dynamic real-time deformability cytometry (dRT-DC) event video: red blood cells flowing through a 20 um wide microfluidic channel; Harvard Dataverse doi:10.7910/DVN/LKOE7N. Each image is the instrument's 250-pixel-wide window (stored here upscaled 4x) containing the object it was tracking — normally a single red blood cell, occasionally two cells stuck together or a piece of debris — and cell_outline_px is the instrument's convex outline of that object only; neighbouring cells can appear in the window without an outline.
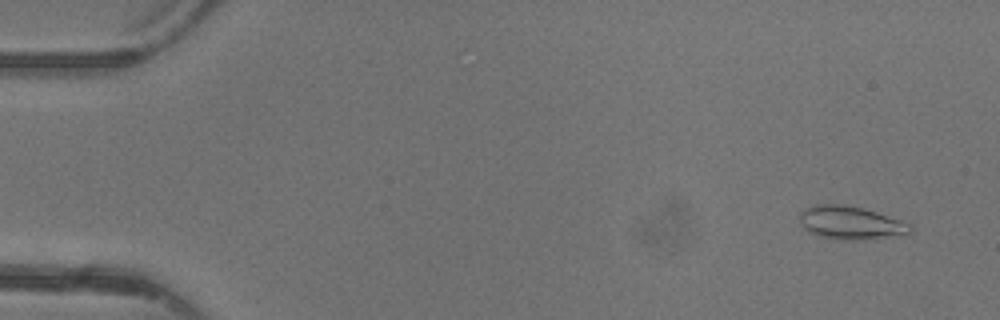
{"species": "common noctule bat (a hibernating species)", "species_latin": "Nyctalus noctula", "temperature_condition": "warm", "stored_images_in_passage": 47, "camera_frame_rate_fps": 3000, "um_per_image_px": 0.085, "animal": {"sex": "female"}, "frame": {"image": 1, "passage_image": 3, "time_ms": 0.667, "image_size_px": [1000, 320], "cell_outline_px": [[912, 232], [872, 240], [844, 240], [816, 236], [808, 232], [800, 224], [800, 212], [804, 208], [812, 204], [844, 204], [864, 208], [912, 224]], "centroid_in_image_um": [72.27, 18.94], "position_along_channel_um": 12.7, "area_um2": 21.79}}
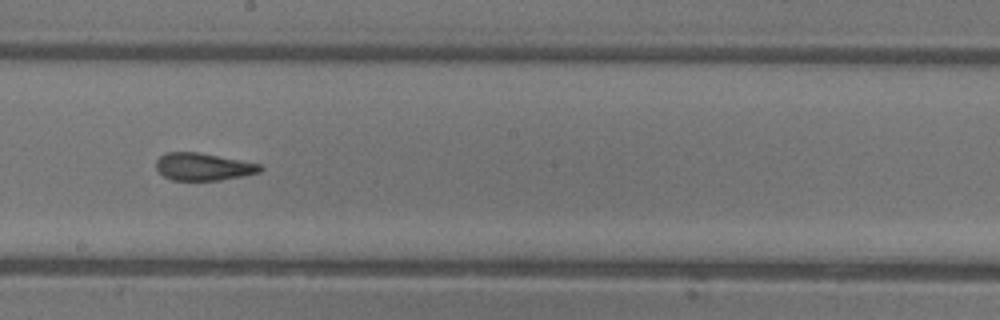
{"frame": {"image": 2, "passage_image": 27, "time_ms": 8.667, "image_size_px": [1000, 320], "cell_outline_px": [[264, 168], [260, 172], [244, 176], [220, 180], [172, 180], [164, 176], [156, 168], [156, 160], [160, 156], [168, 152], [196, 152], [240, 160], [260, 164]], "centroid_in_image_um": [17.28, 14.18], "position_along_channel_um": 230.9, "area_um2": 16.53}}
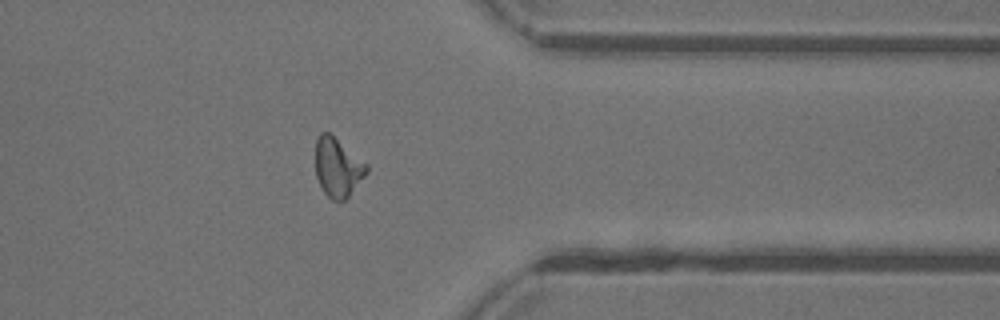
{"frame": {"image": 3, "passage_image": 38, "time_ms": 12.333, "image_size_px": [1000, 320], "cell_outline_px": [[368, 172], [348, 196], [344, 200], [332, 200], [324, 192], [316, 176], [316, 140], [320, 132], [328, 132], [368, 164]], "centroid_in_image_um": [28.7, 14.22], "position_along_channel_um": 382.7, "area_um2": 17.28}, "authors_computed_cell_mechanics": {"area_um2": 17.5134, "velocity_mm_per_s": 4.4042, "shape_relaxation_time_tau1_ms": null, "shape_relaxation_time_tau2_ms": 1.4661, "deformation_change_tau1": null, "deformation_change_tau2": 0.0799}}